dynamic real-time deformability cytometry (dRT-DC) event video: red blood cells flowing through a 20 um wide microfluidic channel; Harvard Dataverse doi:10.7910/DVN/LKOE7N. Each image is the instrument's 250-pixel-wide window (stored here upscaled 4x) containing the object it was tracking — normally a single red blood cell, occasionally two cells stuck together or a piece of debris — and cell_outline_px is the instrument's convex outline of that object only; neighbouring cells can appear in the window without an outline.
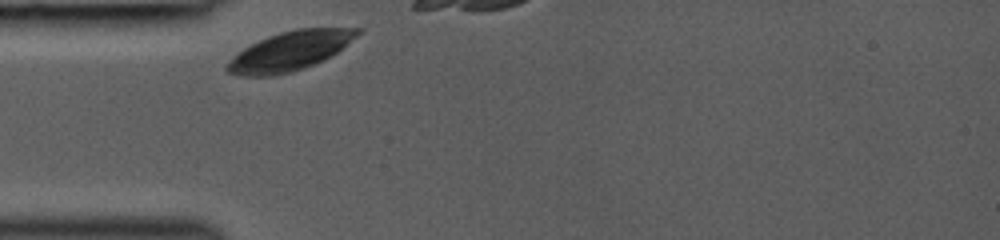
{"species": "common noctule bat (a hibernating species)", "species_latin": "Nyctalus noctula", "temperature_condition": "room temperature", "stored_images_in_passage": 24, "camera_frame_rate_fps": 3000, "um_per_image_px": 0.085, "animal": {"sex": "female", "body_mass_g": 19.0, "forearm_length_mm": 53.3}, "frame": {"image": 1, "passage_image": 1, "time_ms": 0.0, "image_size_px": [1000, 240], "cell_outline_px": [[364, 28], [356, 36], [336, 52], [324, 60], [304, 68], [292, 72], [272, 76], [240, 76], [228, 72], [224, 68], [244, 48], [268, 36], [280, 32], [296, 28]], "centroid_in_image_um": [24.65, 4.34], "position_along_channel_um": 60.3, "area_um2": 29.25}}
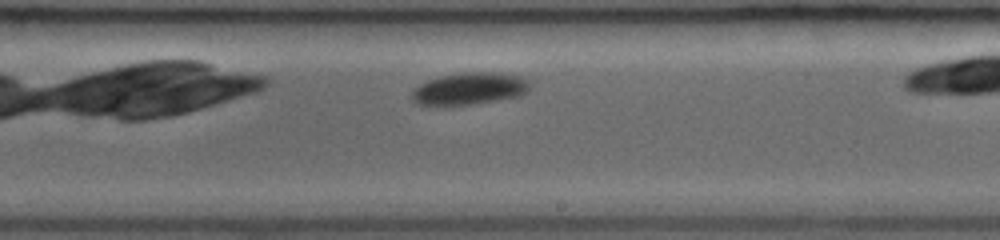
{"frame": {"image": 2, "passage_image": 12, "time_ms": 3.667, "image_size_px": [1000, 240], "cell_outline_px": [[528, 88], [520, 96], [496, 100], [468, 104], [416, 104], [412, 100], [412, 92], [420, 84], [428, 80], [440, 76], [460, 72], [492, 72], [520, 76], [528, 80]], "centroid_in_image_um": [39.89, 7.51], "position_along_channel_um": 249.1, "area_um2": 21.56}}
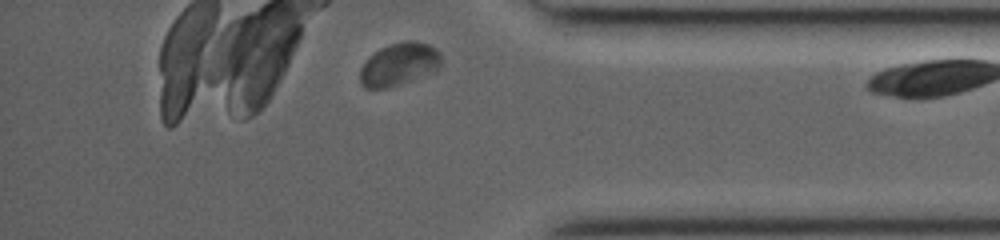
{"frame": {"image": 3, "passage_image": 23, "time_ms": 7.333, "image_size_px": [1000, 240], "cell_outline_px": [[440, 68], [436, 72], [388, 88], [364, 88], [360, 84], [360, 68], [380, 48], [392, 44], [408, 40], [412, 40], [428, 44], [436, 48], [440, 52]], "centroid_in_image_um": [33.96, 5.48], "position_along_channel_um": 401.2, "area_um2": 20.17}}